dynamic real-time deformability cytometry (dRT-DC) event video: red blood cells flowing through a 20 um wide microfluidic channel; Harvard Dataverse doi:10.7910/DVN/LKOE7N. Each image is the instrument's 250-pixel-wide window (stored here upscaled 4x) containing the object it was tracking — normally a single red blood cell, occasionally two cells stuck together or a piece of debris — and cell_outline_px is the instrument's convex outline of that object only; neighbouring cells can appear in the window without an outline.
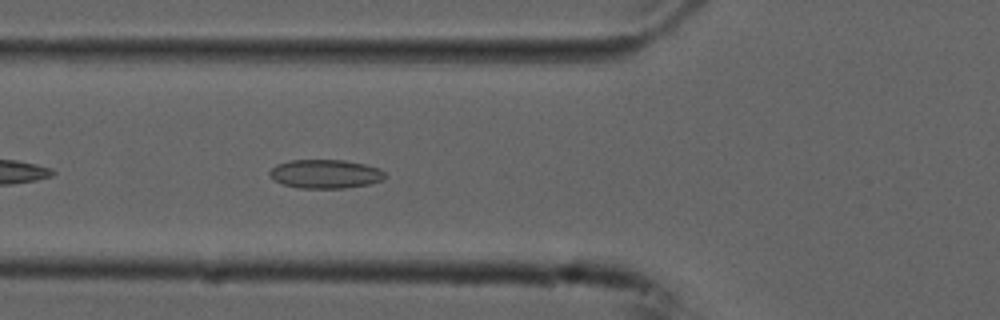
{"species": "common noctule bat (a hibernating species)", "species_latin": "Nyctalus noctula", "temperature_condition": "cold", "stored_images_in_passage": 37, "camera_frame_rate_fps": 3000, "um_per_image_px": 0.085, "animal": {"sex": "male", "forearm_length_mm": 52.5}, "frame": {"image": 1, "passage_image": 6, "time_ms": 1.667, "image_size_px": [1000, 320], "cell_outline_px": [[388, 176], [384, 180], [368, 184], [344, 188], [300, 188], [284, 184], [276, 180], [268, 172], [276, 164], [292, 160], [344, 160], [364, 164], [380, 168]], "centroid_in_image_um": [27.71, 14.78], "position_along_channel_um": 98.1, "area_um2": 19.31}}
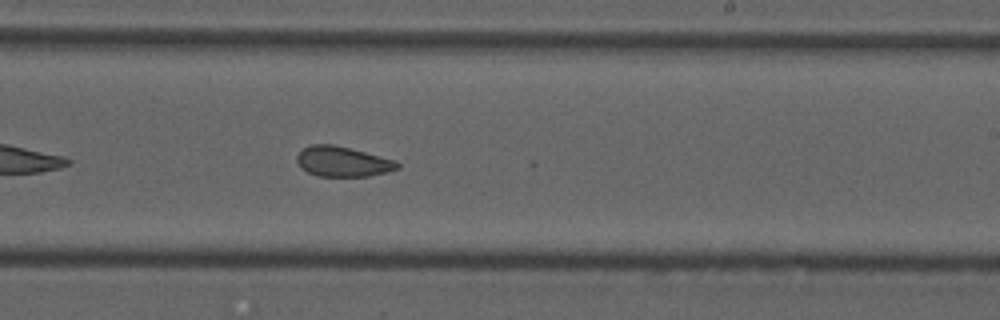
{"frame": {"image": 2, "passage_image": 19, "time_ms": 6.0, "image_size_px": [1000, 320], "cell_outline_px": [[400, 168], [388, 172], [368, 176], [320, 176], [308, 172], [296, 160], [296, 156], [304, 148], [312, 144], [332, 144], [396, 160], [400, 164]], "centroid_in_image_um": [29.17, 13.74], "position_along_channel_um": 259.8, "area_um2": 17.4}}
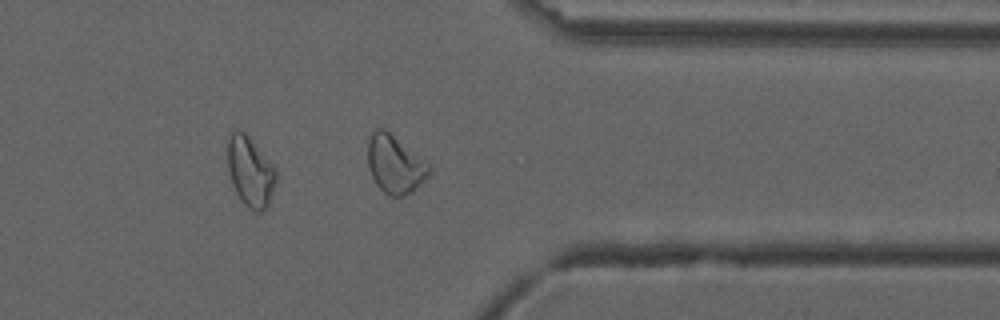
{"frame": {"image": 3, "passage_image": 29, "time_ms": 9.333, "image_size_px": [1000, 320], "cell_outline_px": [[432, 172], [412, 192], [404, 196], [388, 196], [376, 184], [372, 176], [368, 164], [368, 140], [372, 132], [376, 128], [384, 128], [428, 164], [432, 168]], "centroid_in_image_um": [33.56, 13.99], "position_along_channel_um": 377.8, "area_um2": 20.46}, "authors_computed_cell_mechanics": {"area_um2": 18.5538, "velocity_mm_per_s": 3.7325, "shape_relaxation_time_tau1_ms": null, "shape_relaxation_time_tau2_ms": 2.3597, "deformation_change_tau1": null, "deformation_change_tau2": 0.0717}}